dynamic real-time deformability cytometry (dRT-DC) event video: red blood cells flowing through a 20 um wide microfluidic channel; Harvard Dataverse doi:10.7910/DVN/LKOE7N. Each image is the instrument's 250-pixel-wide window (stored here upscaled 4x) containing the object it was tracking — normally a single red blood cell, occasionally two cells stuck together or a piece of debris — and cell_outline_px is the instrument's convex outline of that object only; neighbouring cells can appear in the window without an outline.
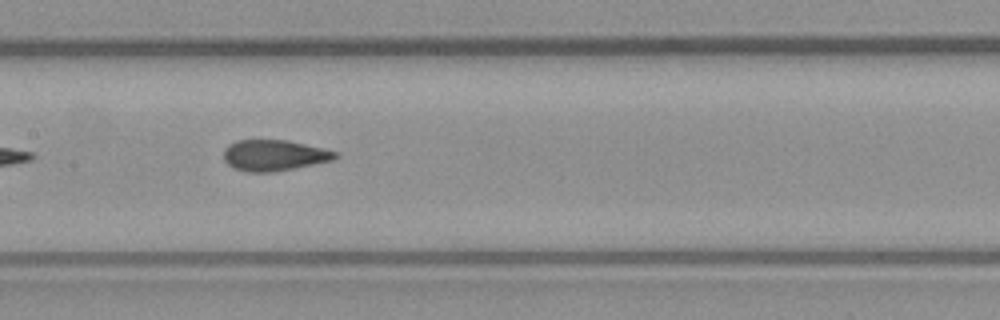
{"species": "common noctule bat (a hibernating species)", "species_latin": "Nyctalus noctula", "temperature_condition": "warm", "stored_images_in_passage": 8, "camera_frame_rate_fps": 3000, "um_per_image_px": 0.085, "animal": {"sex": "male", "body_mass_g": 23.1, "forearm_length_mm": 52.7}, "frame": {"image": 1, "passage_image": 7, "time_ms": 2.0, "image_size_px": [1000, 320], "cell_outline_px": [[340, 156], [332, 160], [272, 172], [248, 172], [236, 168], [228, 164], [224, 160], [224, 148], [228, 144], [236, 140], [288, 140], [340, 152]], "centroid_in_image_um": [23.31, 13.19], "position_along_channel_um": 184.1, "area_um2": 20.06}}
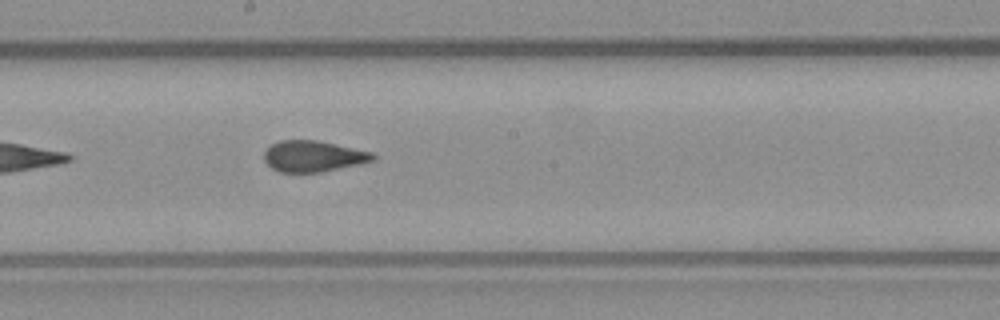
{"frame": {"image": 2, "passage_image": 8, "time_ms": 2.333, "image_size_px": [1000, 320], "cell_outline_px": [[376, 160], [360, 164], [320, 172], [280, 172], [272, 168], [264, 160], [264, 152], [272, 144], [280, 140], [316, 140], [372, 152], [376, 156]], "centroid_in_image_um": [26.63, 13.28], "position_along_channel_um": 221.6, "area_um2": 19.59}}